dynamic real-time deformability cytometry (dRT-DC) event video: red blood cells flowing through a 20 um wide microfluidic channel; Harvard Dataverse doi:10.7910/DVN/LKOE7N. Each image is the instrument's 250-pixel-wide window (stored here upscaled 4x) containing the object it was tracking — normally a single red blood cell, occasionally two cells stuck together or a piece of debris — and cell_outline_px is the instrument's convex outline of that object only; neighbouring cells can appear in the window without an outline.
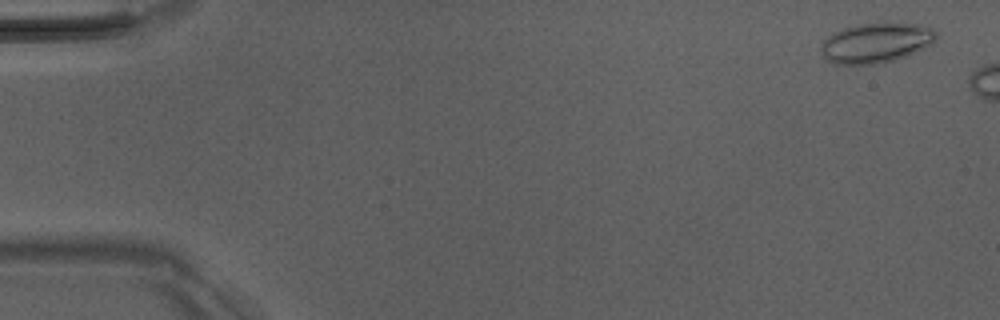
{"species": "Egyptian fruit bat (a non-hibernating species)", "species_latin": "Rousettus aegyptiacus", "temperature_condition": "room temperature", "stored_images_in_passage": 7, "camera_frame_rate_fps": 3000, "um_per_image_px": 0.085, "animal": {"sex": "male"}, "frame": {"image": 1, "passage_image": 2, "time_ms": 0.333, "image_size_px": [1000, 320], "cell_outline_px": [[936, 40], [932, 44], [908, 56], [880, 64], [832, 64], [824, 56], [820, 48], [824, 40], [832, 32], [856, 24], [916, 24], [932, 28], [936, 32]], "centroid_in_image_um": [74.46, 3.66], "position_along_channel_um": 10.5, "area_um2": 26.7}}